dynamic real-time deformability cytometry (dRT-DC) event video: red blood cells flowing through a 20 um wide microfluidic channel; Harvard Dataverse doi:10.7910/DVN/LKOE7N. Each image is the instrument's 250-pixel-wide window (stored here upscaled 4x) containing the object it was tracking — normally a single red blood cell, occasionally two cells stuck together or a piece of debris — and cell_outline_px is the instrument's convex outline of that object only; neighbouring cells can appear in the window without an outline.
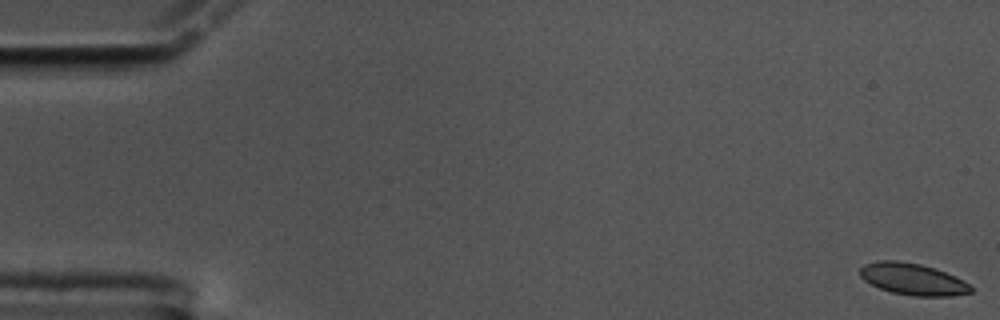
{"species": "common noctule bat (a hibernating species)", "species_latin": "Nyctalus noctula", "temperature_condition": "cold", "stored_images_in_passage": 40, "camera_frame_rate_fps": 3000, "um_per_image_px": 0.085, "animal": {"sex": "male", "body_mass_g": 17.5, "forearm_length_mm": 52.3}, "frame": {"image": 1, "passage_image": 1, "time_ms": 0.0, "image_size_px": [1000, 320], "cell_outline_px": [[972, 292], [952, 296], [912, 296], [892, 292], [880, 288], [864, 280], [860, 276], [860, 268], [864, 264], [880, 260], [896, 260], [920, 264], [936, 268], [968, 284], [972, 288]], "centroid_in_image_um": [77.55, 23.72], "position_along_channel_um": 7.5, "area_um2": 20.23}}
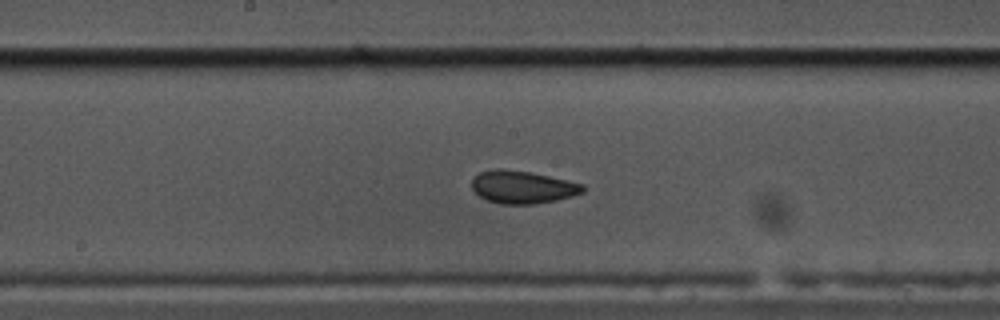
{"frame": {"image": 2, "passage_image": 31, "time_ms": 10.0, "image_size_px": [1000, 320], "cell_outline_px": [[588, 188], [584, 192], [572, 196], [556, 200], [532, 204], [500, 204], [488, 200], [480, 196], [472, 188], [472, 180], [480, 172], [492, 168], [500, 168], [532, 172], [584, 184]], "centroid_in_image_um": [44.45, 15.89], "position_along_channel_um": 203.8, "area_um2": 21.27}}
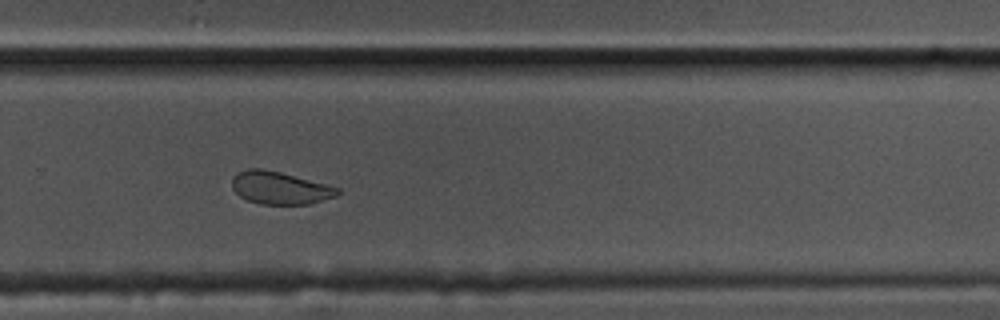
{"frame": {"image": 3, "passage_image": 40, "time_ms": 13.0, "image_size_px": [1000, 320], "cell_outline_px": [[340, 192], [336, 196], [312, 204], [260, 204], [248, 200], [240, 196], [232, 188], [232, 176], [236, 172], [248, 168], [260, 168], [280, 172], [340, 188]], "centroid_in_image_um": [23.77, 15.97], "position_along_channel_um": 306.0, "area_um2": 20.06}}